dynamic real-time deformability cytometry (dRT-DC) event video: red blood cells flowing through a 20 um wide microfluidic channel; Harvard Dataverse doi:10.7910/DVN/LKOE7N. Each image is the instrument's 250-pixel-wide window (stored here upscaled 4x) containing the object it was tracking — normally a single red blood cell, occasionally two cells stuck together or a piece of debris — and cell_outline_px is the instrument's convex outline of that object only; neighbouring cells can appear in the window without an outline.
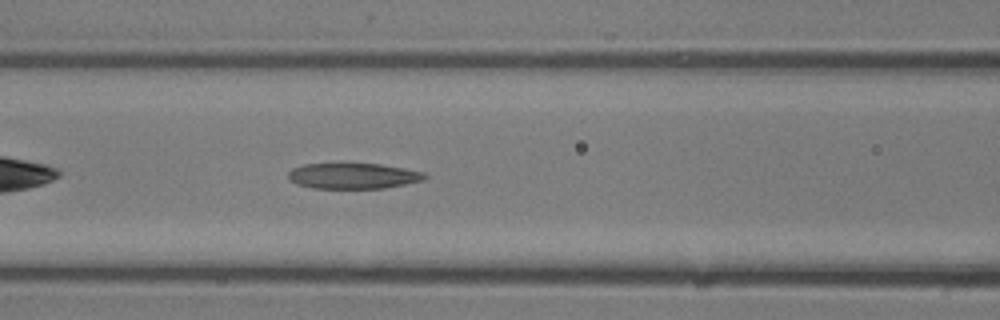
{"species": "common noctule bat (a hibernating species)", "species_latin": "Nyctalus noctula", "temperature_condition": "room temperature", "stored_images_in_passage": 14, "camera_frame_rate_fps": 3000, "um_per_image_px": 0.085, "animal": {"sex": "male", "body_mass_g": 13.3}, "frame": {"image": 1, "passage_image": 12, "time_ms": 3.667, "image_size_px": [1000, 320], "cell_outline_px": [[428, 176], [424, 180], [384, 188], [312, 188], [296, 184], [288, 176], [288, 172], [292, 168], [304, 164], [344, 160], [380, 164], [404, 168], [424, 172]], "centroid_in_image_um": [29.98, 14.89], "position_along_channel_um": 136.6, "area_um2": 21.39}}
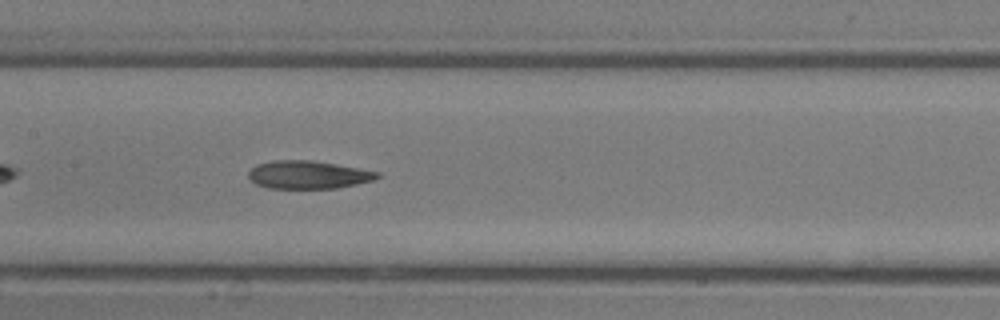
{"frame": {"image": 2, "passage_image": 14, "time_ms": 4.333, "image_size_px": [1000, 320], "cell_outline_px": [[380, 176], [372, 180], [356, 184], [336, 188], [268, 188], [256, 184], [248, 176], [248, 172], [256, 164], [272, 160], [312, 160], [336, 164], [380, 172]], "centroid_in_image_um": [26.17, 14.84], "position_along_channel_um": 181.2, "area_um2": 20.92}}